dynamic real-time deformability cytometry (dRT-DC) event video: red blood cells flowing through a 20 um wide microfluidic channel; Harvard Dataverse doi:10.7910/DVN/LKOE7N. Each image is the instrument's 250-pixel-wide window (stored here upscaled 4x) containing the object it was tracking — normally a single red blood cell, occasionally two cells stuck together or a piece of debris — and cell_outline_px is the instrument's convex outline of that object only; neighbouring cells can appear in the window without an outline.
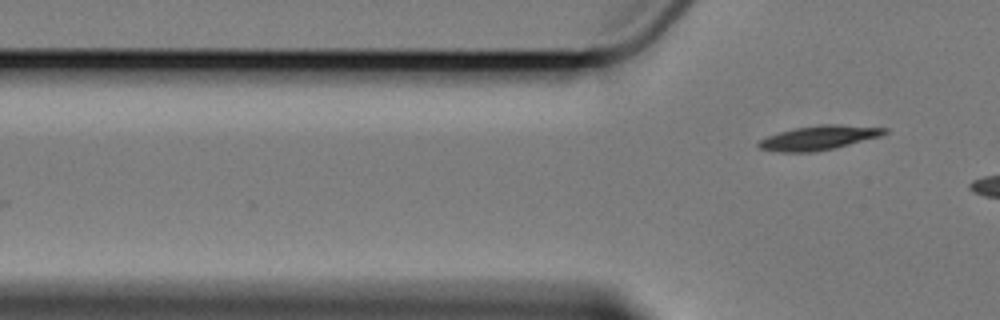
{"species": "Egyptian fruit bat (a non-hibernating species)", "species_latin": "Rousettus aegyptiacus", "temperature_condition": "cold", "stored_images_in_passage": 3, "camera_frame_rate_fps": 3000, "um_per_image_px": 0.085, "animal": {"sex": "female"}, "frame": {"image": 1, "passage_image": 3, "time_ms": 3.333, "image_size_px": [1000, 320], "cell_outline_px": [[888, 132], [880, 136], [836, 148], [816, 152], [780, 152], [760, 148], [756, 144], [760, 140], [768, 136], [780, 132], [796, 128], [820, 124], [840, 124], [888, 128]], "centroid_in_image_um": [69.63, 11.71], "position_along_channel_um": 56.2, "area_um2": 17.8}}